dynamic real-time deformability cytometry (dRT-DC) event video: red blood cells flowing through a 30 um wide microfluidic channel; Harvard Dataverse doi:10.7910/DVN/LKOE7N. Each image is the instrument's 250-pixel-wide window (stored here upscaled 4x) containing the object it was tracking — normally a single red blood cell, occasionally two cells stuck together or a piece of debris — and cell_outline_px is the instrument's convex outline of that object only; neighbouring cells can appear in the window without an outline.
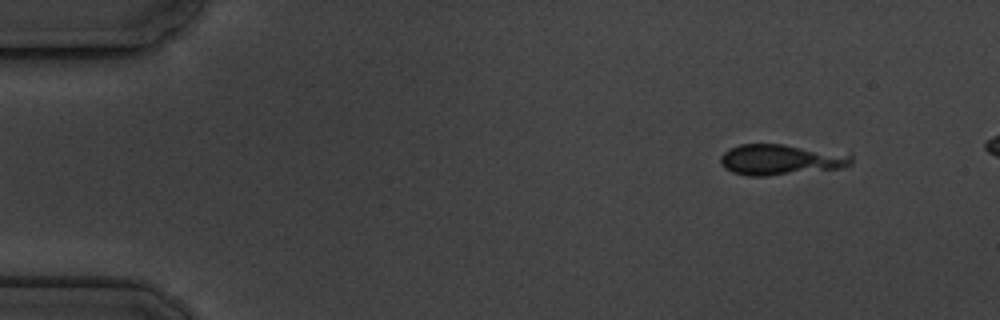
{"species": "common noctule bat (a hibernating species)", "species_latin": "Nyctalus noctula", "temperature_condition": "cold", "stored_images_in_passage": 7, "camera_frame_rate_fps": 3000, "um_per_image_px": 0.085, "animal": {"sex": "male", "body_mass_g": 19.5, "forearm_length_mm": 54.6}, "frame": {"image": 1, "passage_image": 2, "time_ms": 1.333, "image_size_px": [1000, 320], "cell_outline_px": [[852, 164], [840, 168], [768, 176], [748, 176], [732, 172], [720, 160], [720, 156], [728, 148], [740, 144], [784, 144], [852, 152]], "centroid_in_image_um": [66.46, 13.54], "position_along_channel_um": 18.5, "area_um2": 23.87}}